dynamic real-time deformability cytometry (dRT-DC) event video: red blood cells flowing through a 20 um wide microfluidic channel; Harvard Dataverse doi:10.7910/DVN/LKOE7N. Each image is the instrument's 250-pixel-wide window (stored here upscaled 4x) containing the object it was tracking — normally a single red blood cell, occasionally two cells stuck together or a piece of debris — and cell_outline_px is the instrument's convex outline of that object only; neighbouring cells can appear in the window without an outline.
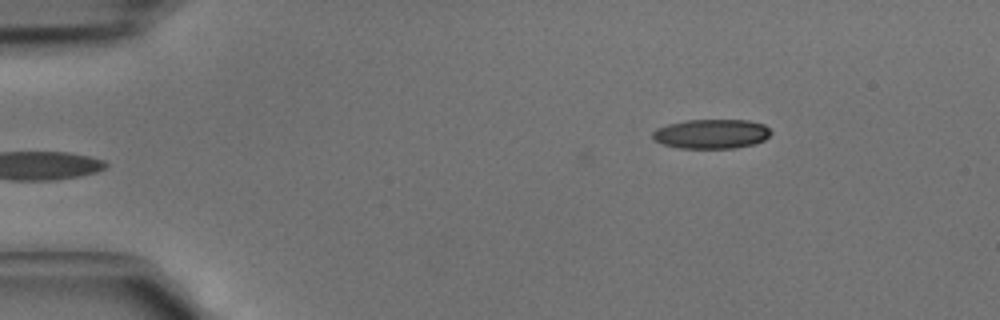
{"species": "common noctule bat (a hibernating species)", "species_latin": "Nyctalus noctula", "temperature_condition": "cold", "stored_images_in_passage": 4, "camera_frame_rate_fps": 3000, "um_per_image_px": 0.085, "animal": {"sex": "male", "body_mass_g": 15.6}, "frame": {"image": 1, "passage_image": 4, "time_ms": 1.0, "image_size_px": [1000, 320], "cell_outline_px": [[772, 132], [764, 140], [756, 144], [732, 148], [680, 148], [664, 144], [652, 140], [652, 132], [656, 128], [668, 124], [684, 120], [748, 120], [764, 124]], "centroid_in_image_um": [60.46, 11.38], "position_along_channel_um": 24.5, "area_um2": 20.4}}